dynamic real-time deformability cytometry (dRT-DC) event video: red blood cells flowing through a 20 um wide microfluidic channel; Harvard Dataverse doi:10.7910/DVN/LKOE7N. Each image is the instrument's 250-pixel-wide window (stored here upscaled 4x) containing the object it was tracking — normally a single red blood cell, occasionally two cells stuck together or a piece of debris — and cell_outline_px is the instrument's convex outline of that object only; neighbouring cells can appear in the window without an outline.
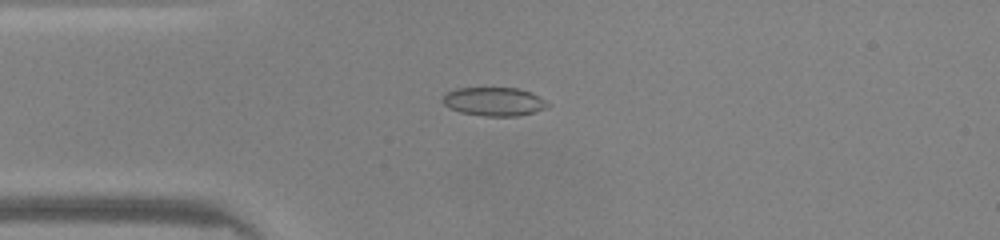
{"species": "common noctule bat (a hibernating species)", "species_latin": "Nyctalus noctula", "temperature_condition": "warm", "stored_images_in_passage": 42, "camera_frame_rate_fps": 3000, "um_per_image_px": 0.085, "animal": {"sex": "male", "body_mass_g": 20.0, "forearm_length_mm": 53.3}, "frame": {"image": 1, "passage_image": 6, "time_ms": 1.667, "image_size_px": [1000, 240], "cell_outline_px": [[552, 104], [548, 108], [520, 116], [484, 116], [460, 112], [448, 108], [444, 104], [444, 96], [448, 92], [456, 88], [516, 88], [532, 92]], "centroid_in_image_um": [42.05, 8.64], "position_along_channel_um": 42.9, "area_um2": 17.63}}
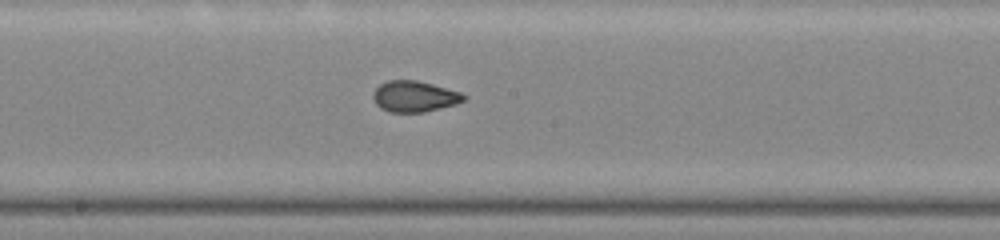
{"frame": {"image": 2, "passage_image": 19, "time_ms": 6.0, "image_size_px": [1000, 240], "cell_outline_px": [[468, 96], [464, 100], [456, 104], [424, 112], [388, 112], [380, 108], [376, 104], [372, 96], [372, 92], [380, 84], [388, 80], [416, 80], [432, 84], [460, 92]], "centroid_in_image_um": [35.2, 8.2], "position_along_channel_um": 213.0, "area_um2": 16.42}}
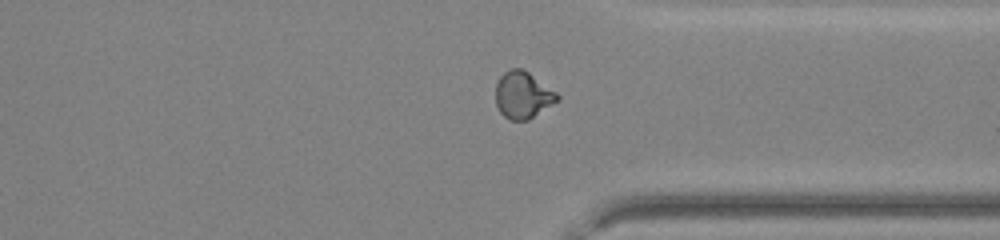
{"frame": {"image": 3, "passage_image": 30, "time_ms": 9.667, "image_size_px": [1000, 240], "cell_outline_px": [[560, 100], [528, 120], [508, 120], [500, 112], [496, 104], [496, 84], [500, 76], [504, 72], [512, 68], [524, 68], [556, 92], [560, 96]], "centroid_in_image_um": [44.45, 8.07], "position_along_channel_um": 367.0, "area_um2": 16.99}, "authors_computed_cell_mechanics": {"area_um2": 16.762, "velocity_mm_per_s": 4.259, "shape_relaxation_time_tau1_ms": null, "shape_relaxation_time_tau2_ms": 0.8149, "deformation_change_tau1": null, "deformation_change_tau2": 0.0576}}